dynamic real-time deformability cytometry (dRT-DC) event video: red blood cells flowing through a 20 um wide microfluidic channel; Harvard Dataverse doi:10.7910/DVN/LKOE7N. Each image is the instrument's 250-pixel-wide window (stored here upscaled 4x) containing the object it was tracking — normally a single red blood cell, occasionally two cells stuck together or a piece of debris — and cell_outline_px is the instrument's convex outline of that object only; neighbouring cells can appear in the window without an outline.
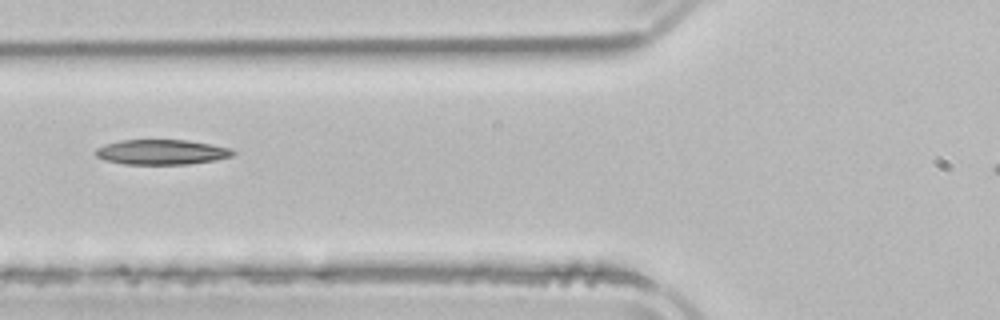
{"species": "common noctule bat (a hibernating species)", "species_latin": "Nyctalus noctula", "temperature_condition": "room temperature", "stored_images_in_passage": 5, "camera_frame_rate_fps": 3000, "um_per_image_px": 0.085, "animal": {"sex": "male", "body_mass_g": 21.5, "forearm_length_mm": 52.0}, "frame": {"image": 1, "passage_image": 5, "time_ms": 6.0, "image_size_px": [1000, 320], "cell_outline_px": [[236, 152], [232, 156], [216, 160], [188, 164], [124, 164], [104, 160], [96, 156], [96, 148], [104, 144], [120, 140], [188, 140], [212, 144], [232, 148]], "centroid_in_image_um": [13.76, 12.92], "position_along_channel_um": 112.0, "area_um2": 20.17}}